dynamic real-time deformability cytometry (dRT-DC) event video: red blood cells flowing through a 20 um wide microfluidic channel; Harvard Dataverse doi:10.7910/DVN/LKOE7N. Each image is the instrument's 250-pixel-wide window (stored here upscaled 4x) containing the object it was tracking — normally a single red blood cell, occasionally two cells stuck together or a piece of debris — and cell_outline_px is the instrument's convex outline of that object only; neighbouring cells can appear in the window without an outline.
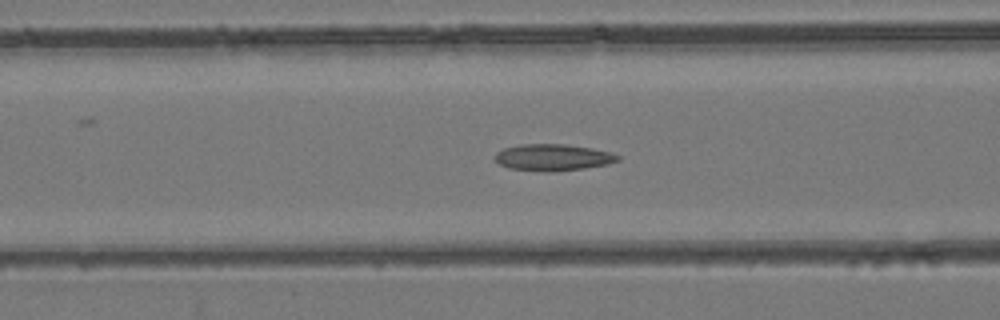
{"species": "common noctule bat (a hibernating species)", "species_latin": "Nyctalus noctula", "temperature_condition": "room temperature", "stored_images_in_passage": 49, "camera_frame_rate_fps": 3000, "um_per_image_px": 0.085, "animal": {"sex": "female", "body_mass_g": 24.6, "forearm_length_mm": 56.2}, "frame": {"image": 1, "passage_image": 20, "time_ms": 6.333, "image_size_px": [1000, 320], "cell_outline_px": [[620, 160], [608, 164], [584, 168], [548, 172], [508, 168], [500, 164], [496, 160], [496, 152], [504, 148], [520, 144], [564, 144], [592, 148], [608, 152], [620, 156]], "centroid_in_image_um": [46.99, 13.38], "position_along_channel_um": 119.6, "area_um2": 18.9}}
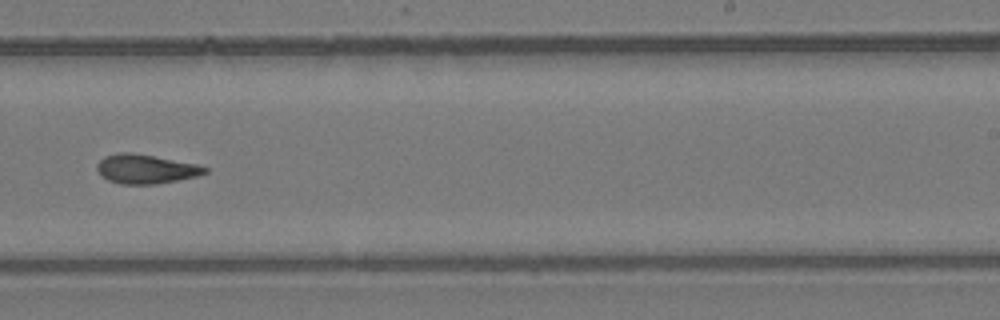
{"frame": {"image": 2, "passage_image": 31, "time_ms": 10.0, "image_size_px": [1000, 320], "cell_outline_px": [[208, 172], [196, 176], [156, 184], [120, 184], [108, 180], [96, 168], [96, 164], [104, 156], [116, 152], [132, 152], [200, 164], [208, 168]], "centroid_in_image_um": [12.4, 14.35], "position_along_channel_um": 276.6, "area_um2": 18.44}}
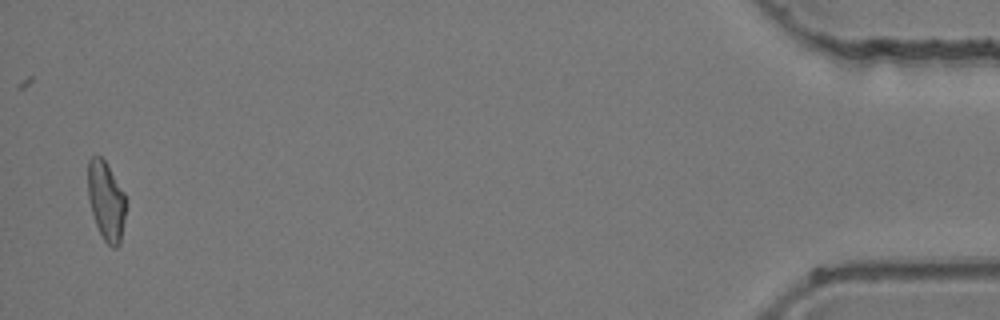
{"frame": {"image": 3, "passage_image": 48, "time_ms": 15.667, "image_size_px": [1000, 320], "cell_outline_px": [[124, 220], [120, 244], [116, 248], [112, 248], [104, 240], [96, 224], [92, 212], [88, 196], [88, 160], [92, 156], [100, 156], [104, 160], [124, 192]], "centroid_in_image_um": [9.01, 17.08], "position_along_channel_um": 426.2, "area_um2": 17.11}}